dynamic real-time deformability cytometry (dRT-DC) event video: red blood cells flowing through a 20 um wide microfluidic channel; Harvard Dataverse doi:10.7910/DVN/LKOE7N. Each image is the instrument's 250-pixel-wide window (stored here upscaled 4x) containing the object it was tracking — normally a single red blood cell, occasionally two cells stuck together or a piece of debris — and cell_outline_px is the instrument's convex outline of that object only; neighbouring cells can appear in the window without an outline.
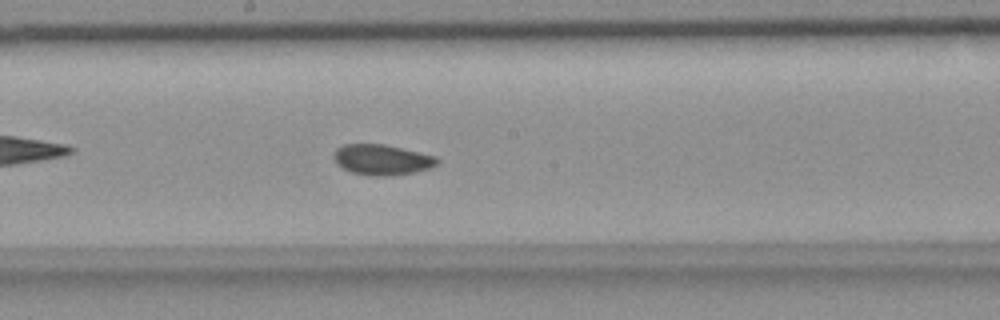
{"species": "common noctule bat (a hibernating species)", "species_latin": "Nyctalus noctula", "temperature_condition": "room temperature", "stored_images_in_passage": 45, "camera_frame_rate_fps": 3000, "um_per_image_px": 0.085, "animal": {"sex": "female", "body_mass_g": 18.4}, "frame": {"image": 1, "passage_image": 20, "time_ms": 6.333, "image_size_px": [1000, 320], "cell_outline_px": [[440, 160], [436, 164], [428, 168], [412, 172], [388, 176], [372, 176], [352, 172], [336, 164], [332, 156], [336, 148], [344, 144], [384, 144], [436, 156]], "centroid_in_image_um": [32.42, 13.56], "position_along_channel_um": 215.8, "area_um2": 18.26}}
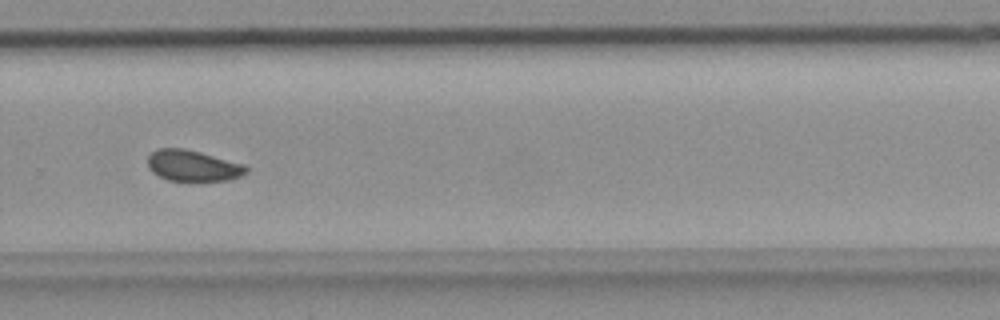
{"frame": {"image": 2, "passage_image": 28, "time_ms": 9.0, "image_size_px": [1000, 320], "cell_outline_px": [[248, 172], [240, 176], [228, 180], [168, 180], [152, 172], [148, 168], [148, 156], [152, 152], [160, 148], [184, 148], [200, 152], [244, 164], [248, 168]], "centroid_in_image_um": [16.39, 14.07], "position_along_channel_um": 313.4, "area_um2": 17.63}}
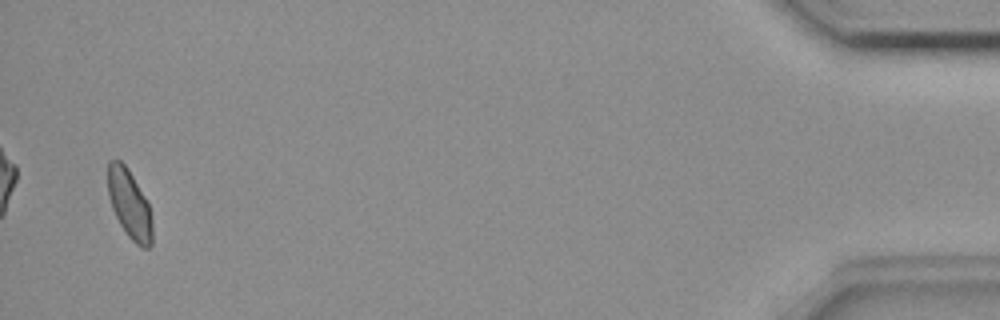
{"frame": {"image": 3, "passage_image": 44, "time_ms": 14.333, "image_size_px": [1000, 320], "cell_outline_px": [[152, 244], [148, 248], [140, 248], [128, 236], [120, 224], [112, 208], [108, 196], [108, 164], [112, 160], [120, 160], [128, 168], [144, 196], [148, 204], [152, 216]], "centroid_in_image_um": [11.02, 17.38], "position_along_channel_um": 424.2, "area_um2": 17.74}, "authors_computed_cell_mechanics": {"area_um2": 17.9758, "velocity_mm_per_s": 3.6527, "shape_relaxation_time_tau1_ms": null, "shape_relaxation_time_tau2_ms": 1.8361, "deformation_change_tau1": null, "deformation_change_tau2": 0.0558}}